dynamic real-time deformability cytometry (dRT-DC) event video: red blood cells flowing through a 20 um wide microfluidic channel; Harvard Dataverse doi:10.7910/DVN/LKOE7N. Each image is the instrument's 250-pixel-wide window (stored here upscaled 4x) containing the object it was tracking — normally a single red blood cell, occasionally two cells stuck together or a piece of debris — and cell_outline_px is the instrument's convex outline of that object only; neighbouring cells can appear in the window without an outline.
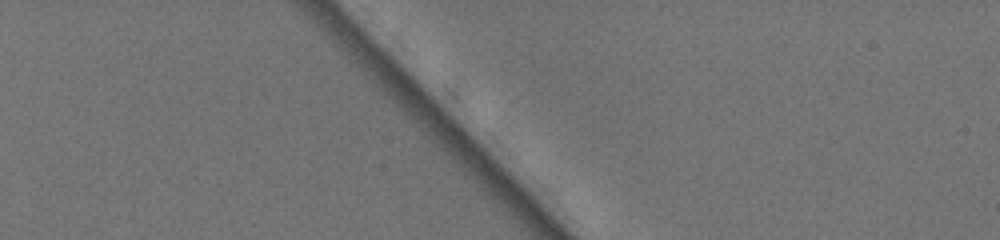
{"species": "common noctule bat (a hibernating species)", "species_latin": "Nyctalus noctula", "temperature_condition": "warm", "stored_images_in_passage": 3, "camera_frame_rate_fps": 3000, "um_per_image_px": 0.085, "animal": {"sex": "female", "body_mass_g": 19.5, "forearm_length_mm": 54.1}, "frame": {"image": 1, "passage_image": 2, "time_ms": 0.333, "image_size_px": [1000, 240], "cell_outline_px": [[596, 128], [592, 128], [532, 68], [520, 52], [528, 44], [572, 84], [592, 108], [596, 124]], "centroid_in_image_um": [47.58, 7.22], "position_along_channel_um": 37.4, "area_um2": 11.04}}